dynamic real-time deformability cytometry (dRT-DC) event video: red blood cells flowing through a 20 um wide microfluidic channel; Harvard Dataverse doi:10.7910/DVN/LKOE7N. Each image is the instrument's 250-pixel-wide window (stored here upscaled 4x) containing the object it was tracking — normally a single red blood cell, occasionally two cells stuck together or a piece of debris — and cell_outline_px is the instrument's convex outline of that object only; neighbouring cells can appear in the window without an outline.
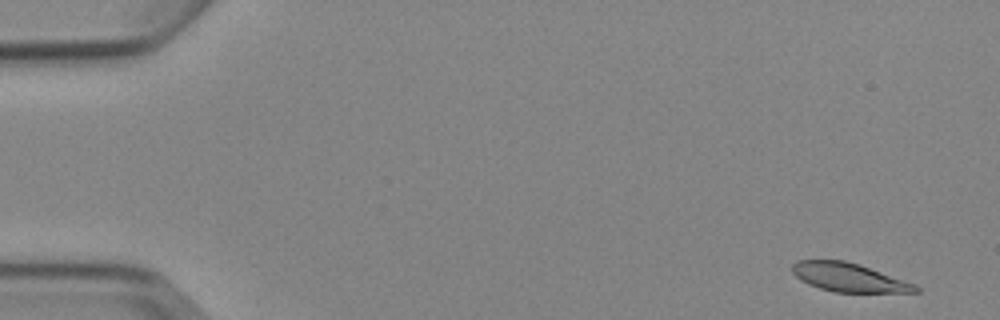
{"species": "Egyptian fruit bat (a non-hibernating species)", "species_latin": "Rousettus aegyptiacus", "temperature_condition": "cold", "stored_images_in_passage": 6, "camera_frame_rate_fps": 3000, "um_per_image_px": 0.085, "animal": {"sex": "female"}, "frame": {"image": 1, "passage_image": 1, "time_ms": 0.0, "image_size_px": [1000, 320], "cell_outline_px": [[920, 292], [832, 292], [808, 284], [796, 276], [792, 272], [792, 264], [796, 260], [844, 260], [860, 264], [916, 284], [920, 288]], "centroid_in_image_um": [72.16, 23.57], "position_along_channel_um": 12.8, "area_um2": 20.63}}
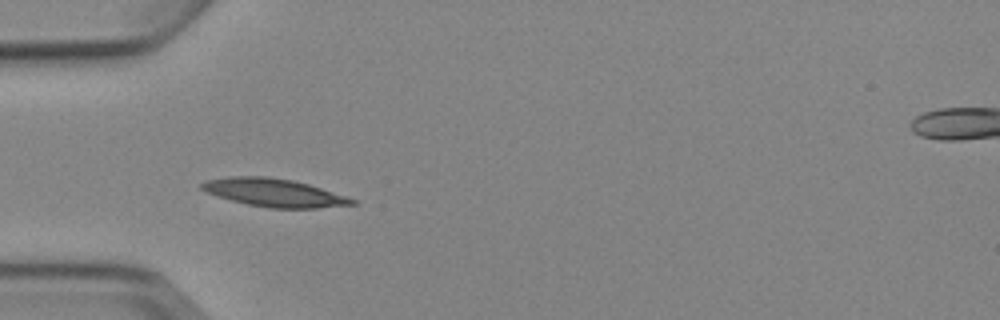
{"frame": {"image": 2, "passage_image": 5, "time_ms": 4.667, "image_size_px": [1000, 320], "cell_outline_px": [[356, 204], [316, 208], [268, 208], [248, 204], [216, 196], [200, 188], [200, 184], [204, 180], [228, 176], [268, 176], [292, 180], [308, 184], [356, 200]], "centroid_in_image_um": [23.23, 16.37], "position_along_channel_um": 61.8, "area_um2": 24.39}}
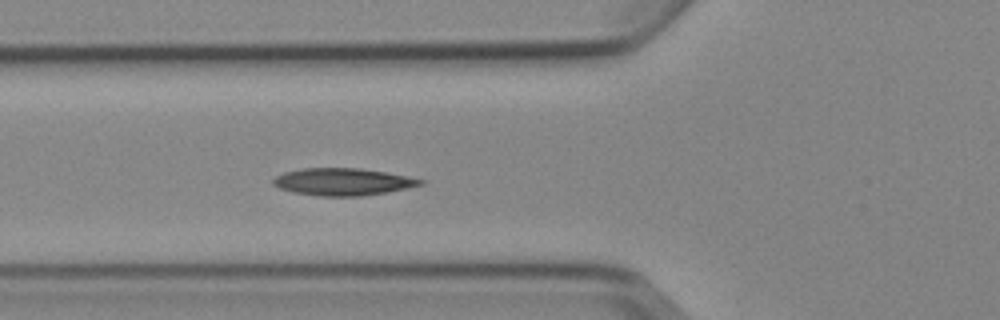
{"frame": {"image": 3, "passage_image": 6, "time_ms": 5.667, "image_size_px": [1000, 320], "cell_outline_px": [[424, 184], [388, 192], [360, 196], [320, 196], [292, 192], [280, 188], [272, 184], [272, 180], [276, 176], [284, 172], [304, 168], [360, 168], [384, 172], [424, 180]], "centroid_in_image_um": [29.1, 15.45], "position_along_channel_um": 96.7, "area_um2": 23.18}}